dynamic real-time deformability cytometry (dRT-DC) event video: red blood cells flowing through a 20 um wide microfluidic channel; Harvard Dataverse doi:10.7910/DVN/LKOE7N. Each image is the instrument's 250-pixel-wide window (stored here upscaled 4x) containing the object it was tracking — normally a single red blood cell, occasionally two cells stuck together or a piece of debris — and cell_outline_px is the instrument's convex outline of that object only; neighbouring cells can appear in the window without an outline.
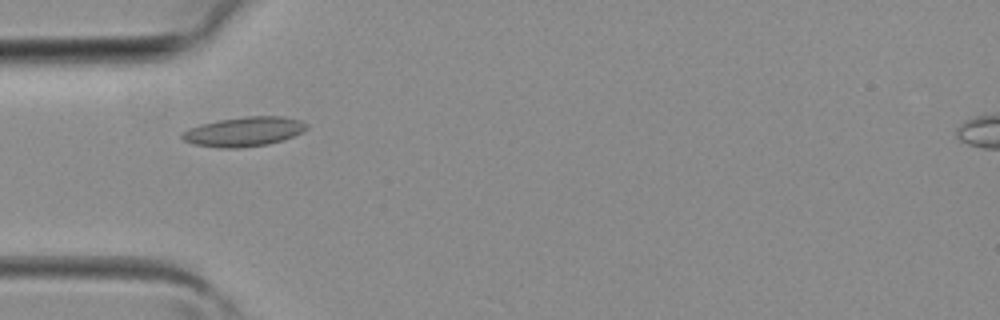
{"species": "common noctule bat (a hibernating species)", "species_latin": "Nyctalus noctula", "temperature_condition": "room temperature", "stored_images_in_passage": 4, "camera_frame_rate_fps": 3000, "um_per_image_px": 0.085, "animal": {"sex": "female", "body_mass_g": 19.3, "forearm_length_mm": 54.1}, "frame": {"image": 1, "passage_image": 4, "time_ms": 1.0, "image_size_px": [1000, 320], "cell_outline_px": [[308, 128], [292, 136], [268, 144], [240, 148], [220, 148], [196, 144], [184, 140], [180, 136], [184, 132], [200, 124], [220, 120], [244, 116], [284, 116], [300, 120], [308, 124]], "centroid_in_image_um": [20.76, 11.18], "position_along_channel_um": 64.2, "area_um2": 21.1}}